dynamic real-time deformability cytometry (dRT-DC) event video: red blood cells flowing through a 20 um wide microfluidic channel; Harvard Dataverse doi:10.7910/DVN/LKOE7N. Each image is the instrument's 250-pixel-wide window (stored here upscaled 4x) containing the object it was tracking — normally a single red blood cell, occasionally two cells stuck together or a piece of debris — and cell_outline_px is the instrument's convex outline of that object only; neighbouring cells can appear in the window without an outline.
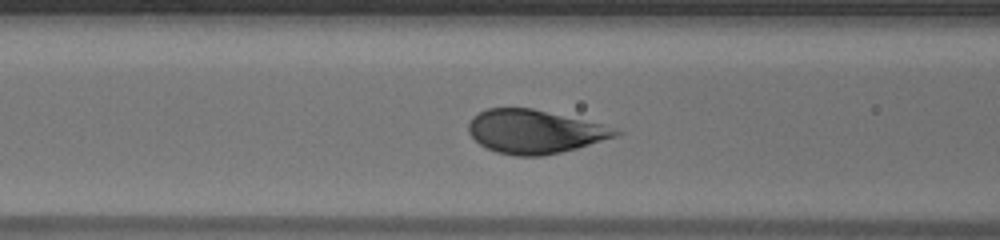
{"species": "human", "species_latin": "Homo sapiens", "temperature_condition": "warm", "stored_images_in_passage": 40, "camera_frame_rate_fps": 3000, "um_per_image_px": 0.085, "donor": {"sex": "male"}, "frame": {"image": 1, "passage_image": 14, "time_ms": 4.333, "image_size_px": [1000, 240], "cell_outline_px": [[624, 132], [616, 136], [576, 148], [560, 152], [540, 156], [516, 156], [496, 152], [480, 144], [468, 132], [468, 124], [472, 116], [488, 108], [532, 108], [604, 124]], "centroid_in_image_um": [45.43, 11.18], "position_along_channel_um": 121.2, "area_um2": 37.17}}
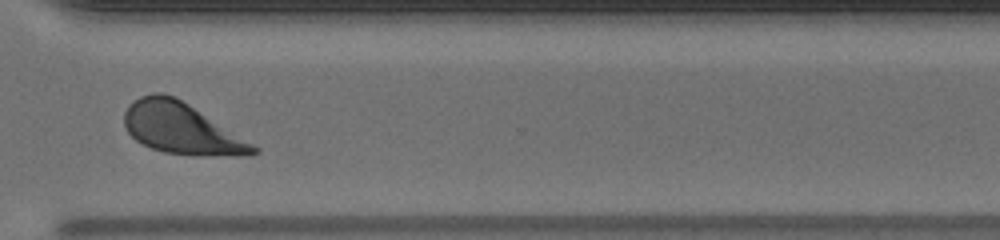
{"frame": {"image": 2, "passage_image": 32, "time_ms": 10.333, "image_size_px": [1000, 240], "cell_outline_px": [[260, 152], [252, 156], [200, 156], [164, 152], [152, 148], [136, 140], [128, 132], [124, 124], [124, 112], [128, 104], [140, 96], [156, 92], [164, 92], [188, 104], [260, 148]], "centroid_in_image_um": [15.43, 10.94], "position_along_channel_um": 355.2, "area_um2": 38.26}}
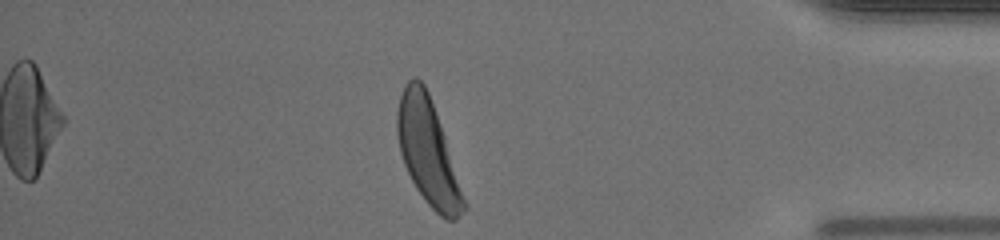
{"frame": {"image": 3, "passage_image": 38, "time_ms": 12.333, "image_size_px": [1000, 240], "cell_outline_px": [[468, 208], [456, 220], [448, 220], [440, 216], [428, 204], [416, 188], [404, 164], [400, 152], [396, 132], [396, 112], [400, 96], [404, 84], [408, 80], [416, 76], [424, 84], [428, 92]], "centroid_in_image_um": [36.33, 12.91], "position_along_channel_um": 398.9, "area_um2": 40.0}, "authors_computed_cell_mechanics": {"area_um2": 38.9572, "velocity_mm_per_s": 3.8963, "shape_relaxation_time_tau1_ms": 1.7121, "shape_relaxation_time_tau2_ms": null, "deformation_change_tau1": 0.127, "deformation_change_tau2": null}}